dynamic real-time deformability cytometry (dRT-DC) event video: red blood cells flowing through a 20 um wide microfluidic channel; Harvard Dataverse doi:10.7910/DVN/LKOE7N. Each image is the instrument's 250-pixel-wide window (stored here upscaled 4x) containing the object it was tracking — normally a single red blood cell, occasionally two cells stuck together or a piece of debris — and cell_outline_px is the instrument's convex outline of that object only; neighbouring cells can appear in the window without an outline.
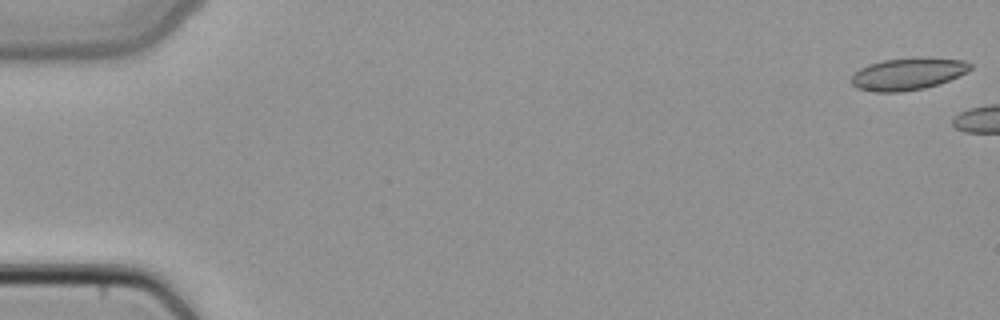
{"species": "common noctule bat (a hibernating species)", "species_latin": "Nyctalus noctula", "temperature_condition": "cold", "stored_images_in_passage": 2, "segment_of_instrument_passage": [2, 2], "camera_frame_rate_fps": 3000, "um_per_image_px": 0.085, "animal": {"sex": "female", "body_mass_g": 22.7, "forearm_length_mm": 54.2}, "frame": {"image": 1, "passage_image": 2, "time_ms": 0.333, "image_size_px": [1000, 320], "cell_outline_px": [[972, 68], [968, 72], [940, 84], [924, 88], [900, 92], [876, 92], [856, 88], [852, 84], [852, 76], [860, 68], [868, 64], [884, 60], [964, 60], [972, 64]], "centroid_in_image_um": [77.14, 6.33], "position_along_channel_um": 7.9, "area_um2": 21.39}}